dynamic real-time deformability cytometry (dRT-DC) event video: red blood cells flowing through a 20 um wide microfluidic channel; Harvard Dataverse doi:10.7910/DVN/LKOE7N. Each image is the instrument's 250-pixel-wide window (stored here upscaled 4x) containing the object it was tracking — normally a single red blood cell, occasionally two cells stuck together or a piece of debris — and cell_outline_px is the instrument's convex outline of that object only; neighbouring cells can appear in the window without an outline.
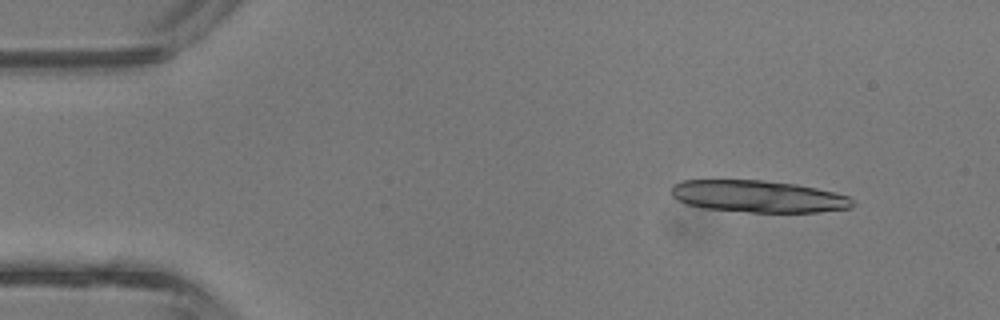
{"species": "common noctule bat (a hibernating species)", "species_latin": "Nyctalus noctula", "temperature_condition": "room temperature", "stored_images_in_passage": 36, "camera_frame_rate_fps": 3000, "um_per_image_px": 0.085, "animal": {"sex": "male", "body_mass_g": 13.3}, "frame": {"image": 1, "passage_image": 3, "time_ms": 0.667, "image_size_px": [1000, 320], "cell_outline_px": [[856, 204], [848, 208], [816, 212], [748, 212], [704, 208], [688, 204], [676, 200], [672, 196], [672, 184], [684, 180], [760, 180], [796, 184], [836, 192], [848, 196]], "centroid_in_image_um": [64.44, 16.69], "position_along_channel_um": 20.6, "area_um2": 33.76}}
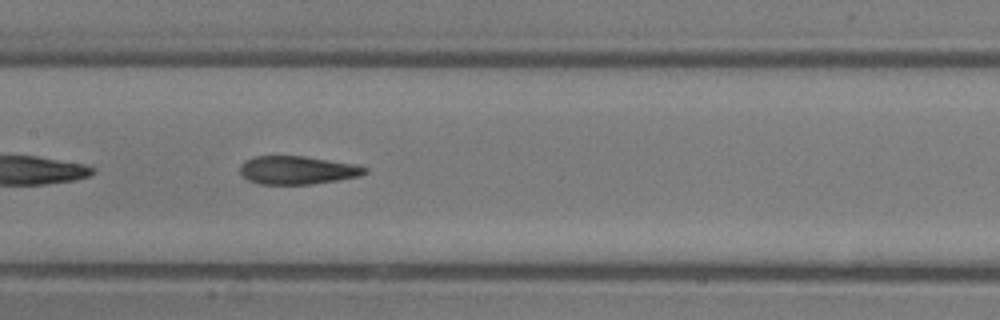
{"frame": {"image": 2, "passage_image": 19, "time_ms": 6.0, "image_size_px": [1000, 320], "cell_outline_px": [[368, 172], [360, 176], [336, 180], [308, 184], [260, 184], [248, 180], [240, 172], [240, 164], [244, 160], [256, 156], [304, 156], [352, 164], [368, 168]], "centroid_in_image_um": [25.24, 14.46], "position_along_channel_um": 182.2, "area_um2": 20.35}}
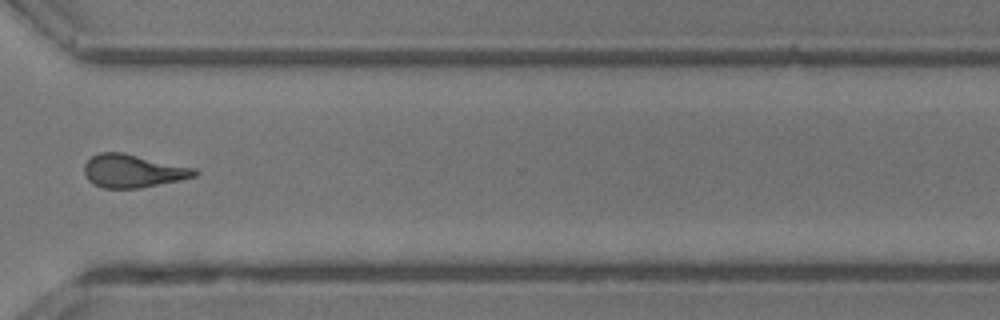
{"frame": {"image": 3, "passage_image": 30, "time_ms": 9.667, "image_size_px": [1000, 320], "cell_outline_px": [[200, 172], [196, 176], [180, 180], [140, 188], [104, 188], [92, 184], [88, 180], [84, 172], [84, 164], [92, 156], [100, 152], [124, 152], [196, 168]], "centroid_in_image_um": [11.31, 14.52], "position_along_channel_um": 359.3, "area_um2": 21.5}, "authors_computed_cell_mechanics": {"area_um2": 21.1259, "velocity_mm_per_s": 4.8477, "shape_relaxation_time_tau1_ms": 8.9498, "shape_relaxation_time_tau2_ms": 1.5333, "deformation_change_tau1": 0.2935, "deformation_change_tau2": 0.1085}}